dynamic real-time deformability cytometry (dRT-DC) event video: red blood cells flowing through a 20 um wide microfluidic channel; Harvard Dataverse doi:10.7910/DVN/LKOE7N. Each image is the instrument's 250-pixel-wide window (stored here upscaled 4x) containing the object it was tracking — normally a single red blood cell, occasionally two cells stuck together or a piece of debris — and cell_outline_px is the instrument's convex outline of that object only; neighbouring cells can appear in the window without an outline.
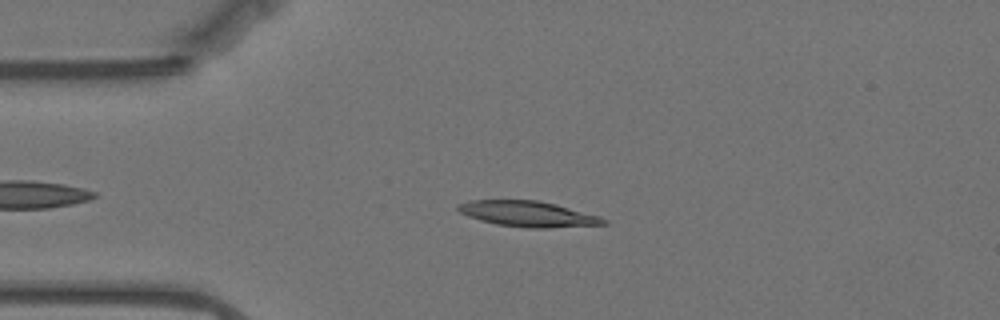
{"species": "Egyptian fruit bat (a non-hibernating species)", "species_latin": "Rousettus aegyptiacus", "temperature_condition": "warm", "stored_images_in_passage": 55, "camera_frame_rate_fps": 3000, "um_per_image_px": 0.085, "animal": {"sex": "female"}, "frame": {"image": 1, "passage_image": 11, "time_ms": 3.333, "image_size_px": [1000, 320], "cell_outline_px": [[608, 224], [548, 228], [528, 228], [496, 224], [480, 220], [468, 216], [460, 212], [456, 208], [456, 204], [472, 200], [540, 200], [556, 204], [600, 216], [608, 220]], "centroid_in_image_um": [44.89, 18.18], "position_along_channel_um": 40.1, "area_um2": 21.85}}
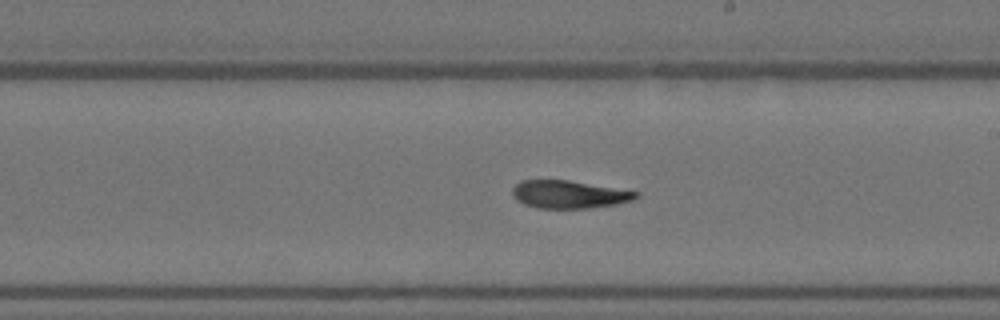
{"frame": {"image": 2, "passage_image": 30, "time_ms": 9.667, "image_size_px": [1000, 320], "cell_outline_px": [[640, 196], [632, 200], [616, 204], [588, 208], [536, 208], [524, 204], [516, 200], [512, 196], [512, 188], [520, 180], [568, 180], [640, 192]], "centroid_in_image_um": [48.34, 16.52], "position_along_channel_um": 240.7, "area_um2": 20.06}}
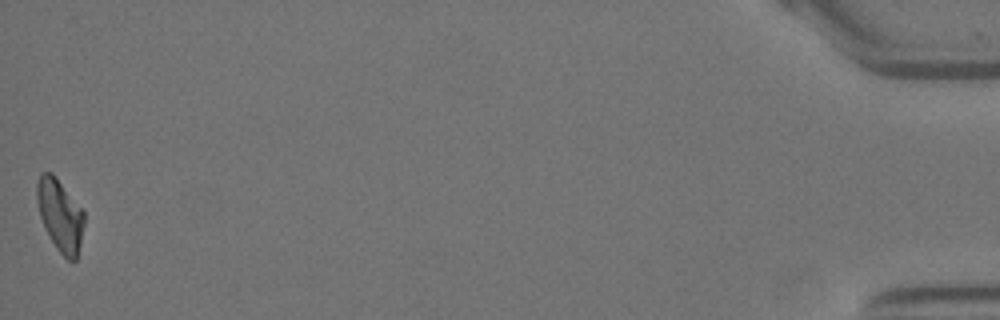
{"frame": {"image": 3, "passage_image": 55, "time_ms": 18.0, "image_size_px": [1000, 320], "cell_outline_px": [[84, 224], [80, 244], [76, 260], [68, 260], [56, 248], [44, 228], [40, 216], [36, 200], [36, 184], [40, 172], [52, 172], [56, 176], [84, 212]], "centroid_in_image_um": [5.08, 18.26], "position_along_channel_um": 430.1, "area_um2": 19.83}, "authors_computed_cell_mechanics": {"area_um2": 20.6346, "velocity_mm_per_s": 3.5025, "shape_relaxation_time_tau1_ms": 11.3152, "shape_relaxation_time_tau2_ms": 3.6182, "deformation_change_tau1": 0.2644, "deformation_change_tau2": 0.1001}}